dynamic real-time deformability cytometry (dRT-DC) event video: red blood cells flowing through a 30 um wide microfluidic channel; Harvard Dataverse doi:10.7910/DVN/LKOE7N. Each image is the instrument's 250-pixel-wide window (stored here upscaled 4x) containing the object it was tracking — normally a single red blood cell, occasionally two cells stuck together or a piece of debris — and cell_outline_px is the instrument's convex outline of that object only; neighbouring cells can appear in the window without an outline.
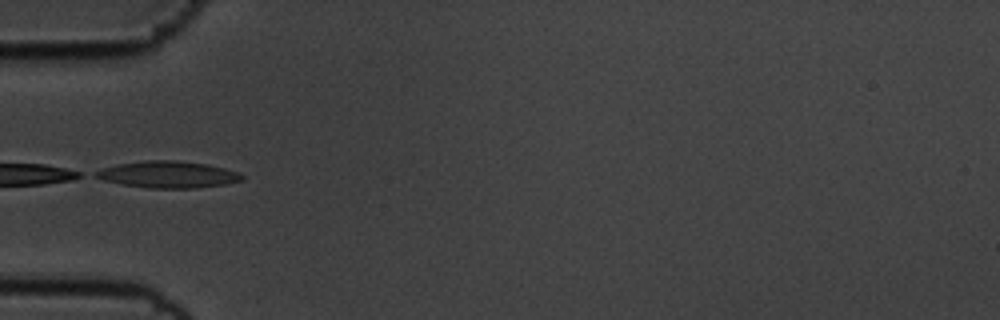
{"species": "common noctule bat (a hibernating species)", "species_latin": "Nyctalus noctula", "temperature_condition": "cold", "stored_images_in_passage": 9, "camera_frame_rate_fps": 3000, "um_per_image_px": 0.085, "animal": {"sex": "male", "body_mass_g": 19.5, "forearm_length_mm": 54.6}, "frame": {"image": 1, "passage_image": 1, "time_ms": 0.0, "image_size_px": [1000, 320], "cell_outline_px": [[244, 180], [224, 184], [196, 188], [148, 188], [124, 184], [104, 180], [92, 176], [96, 172], [104, 168], [120, 164], [144, 160], [176, 160], [208, 164], [240, 172], [244, 176]], "centroid_in_image_um": [14.34, 14.83], "position_along_channel_um": 70.7, "area_um2": 22.66}}